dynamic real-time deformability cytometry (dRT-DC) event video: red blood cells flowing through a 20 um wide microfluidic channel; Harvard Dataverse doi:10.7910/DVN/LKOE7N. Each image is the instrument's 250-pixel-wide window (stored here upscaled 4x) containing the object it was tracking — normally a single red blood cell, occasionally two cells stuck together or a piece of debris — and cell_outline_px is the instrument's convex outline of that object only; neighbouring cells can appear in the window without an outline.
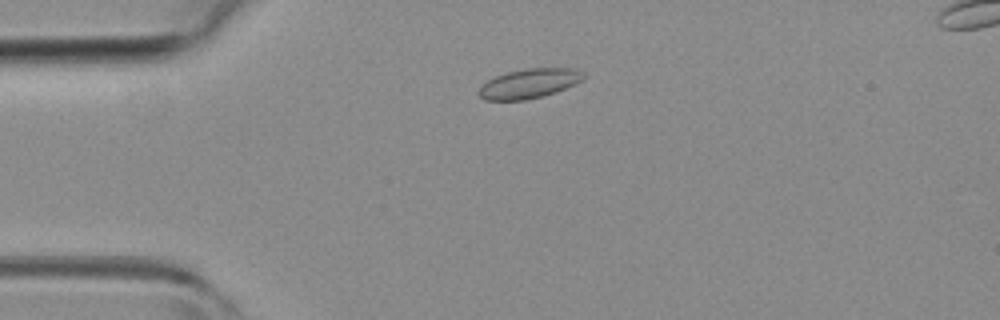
{"species": "common noctule bat (a hibernating species)", "species_latin": "Nyctalus noctula", "temperature_condition": "room temperature", "stored_images_in_passage": 3, "camera_frame_rate_fps": 3000, "um_per_image_px": 0.085, "animal": {"sex": "female", "body_mass_g": 19.3, "forearm_length_mm": 54.1}, "frame": {"image": 1, "passage_image": 1, "time_ms": 0.0, "image_size_px": [1000, 320], "cell_outline_px": [[588, 76], [584, 80], [576, 84], [556, 92], [524, 100], [484, 100], [476, 92], [480, 84], [496, 76], [508, 72], [524, 68], [576, 68], [584, 72]], "centroid_in_image_um": [45.0, 7.09], "position_along_channel_um": 40.0, "area_um2": 18.32}}
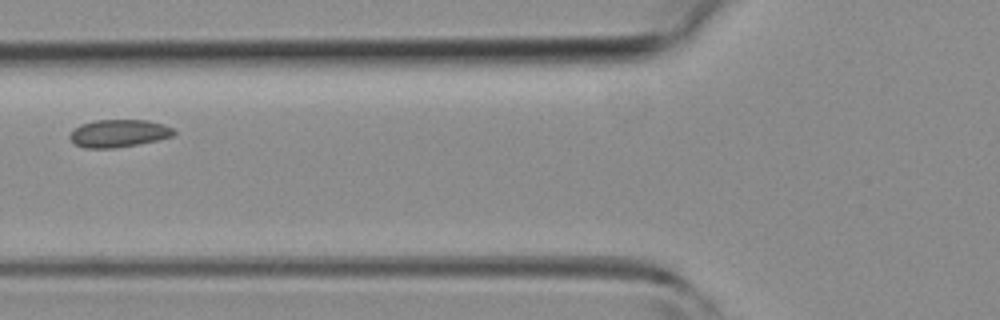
{"frame": {"image": 2, "passage_image": 3, "time_ms": 2.333, "image_size_px": [1000, 320], "cell_outline_px": [[176, 132], [172, 136], [156, 140], [116, 148], [84, 148], [72, 144], [68, 136], [72, 128], [80, 124], [96, 120], [148, 120], [164, 124], [172, 128]], "centroid_in_image_um": [10.01, 11.33], "position_along_channel_um": 115.8, "area_um2": 16.94}}